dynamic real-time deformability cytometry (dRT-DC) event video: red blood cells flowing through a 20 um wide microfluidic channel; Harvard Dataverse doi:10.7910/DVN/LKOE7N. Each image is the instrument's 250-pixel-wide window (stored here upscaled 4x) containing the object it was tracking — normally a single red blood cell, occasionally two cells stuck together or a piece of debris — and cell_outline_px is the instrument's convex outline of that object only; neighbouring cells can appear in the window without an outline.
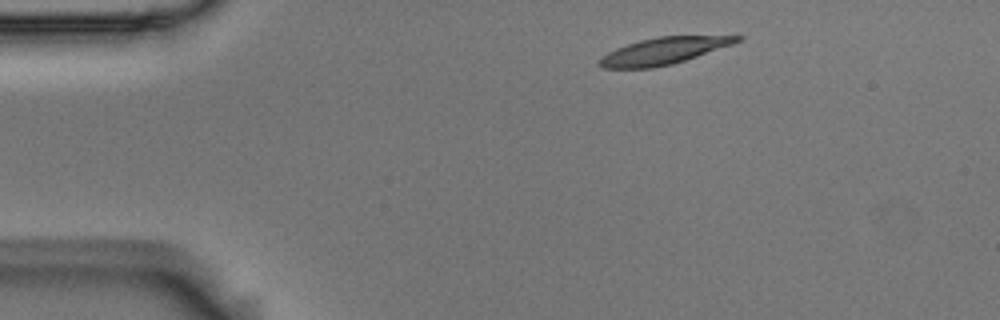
{"species": "Egyptian fruit bat (a non-hibernating species)", "species_latin": "Rousettus aegyptiacus", "temperature_condition": "room temperature", "stored_images_in_passage": 4, "segment_of_instrument_passage": [1, 2], "camera_frame_rate_fps": 3000, "um_per_image_px": 0.085, "animal": {"sex": "male"}, "frame": {"image": 1, "passage_image": 1, "time_ms": 0.0, "image_size_px": [1000, 320], "cell_outline_px": [[744, 36], [740, 40], [732, 44], [672, 64], [652, 68], [604, 68], [596, 64], [600, 56], [616, 48], [640, 40], [656, 36]], "centroid_in_image_um": [56.32, 4.33], "position_along_channel_um": 28.7, "area_um2": 21.21}}